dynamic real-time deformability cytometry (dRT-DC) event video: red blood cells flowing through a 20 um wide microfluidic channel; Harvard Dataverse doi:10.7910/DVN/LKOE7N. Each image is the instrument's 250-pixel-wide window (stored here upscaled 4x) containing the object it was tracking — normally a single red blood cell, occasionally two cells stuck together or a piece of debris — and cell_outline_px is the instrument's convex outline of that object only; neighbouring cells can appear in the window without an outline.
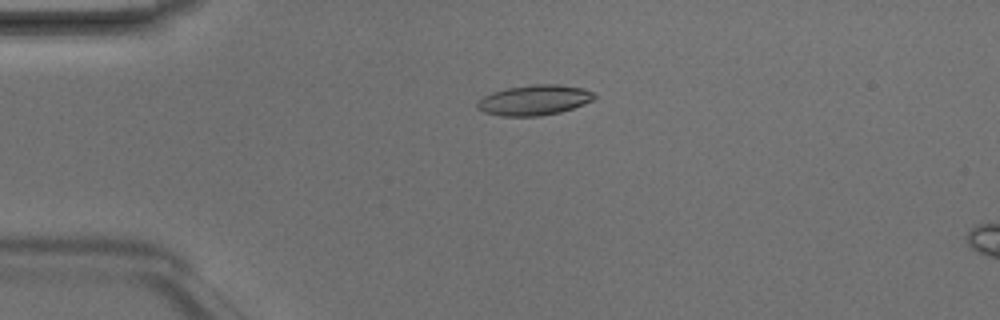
{"species": "Egyptian fruit bat (a non-hibernating species)", "species_latin": "Rousettus aegyptiacus", "temperature_condition": "room temperature", "stored_images_in_passage": 6, "camera_frame_rate_fps": 3000, "um_per_image_px": 0.085, "animal": {"sex": "male"}, "frame": {"image": 1, "passage_image": 4, "time_ms": 1.0, "image_size_px": [1000, 320], "cell_outline_px": [[596, 96], [592, 100], [584, 104], [560, 112], [540, 116], [500, 116], [484, 112], [476, 108], [476, 104], [484, 96], [492, 92], [508, 88], [536, 84], [556, 84], [584, 88], [592, 92]], "centroid_in_image_um": [45.41, 8.51], "position_along_channel_um": 39.6, "area_um2": 20.52}}